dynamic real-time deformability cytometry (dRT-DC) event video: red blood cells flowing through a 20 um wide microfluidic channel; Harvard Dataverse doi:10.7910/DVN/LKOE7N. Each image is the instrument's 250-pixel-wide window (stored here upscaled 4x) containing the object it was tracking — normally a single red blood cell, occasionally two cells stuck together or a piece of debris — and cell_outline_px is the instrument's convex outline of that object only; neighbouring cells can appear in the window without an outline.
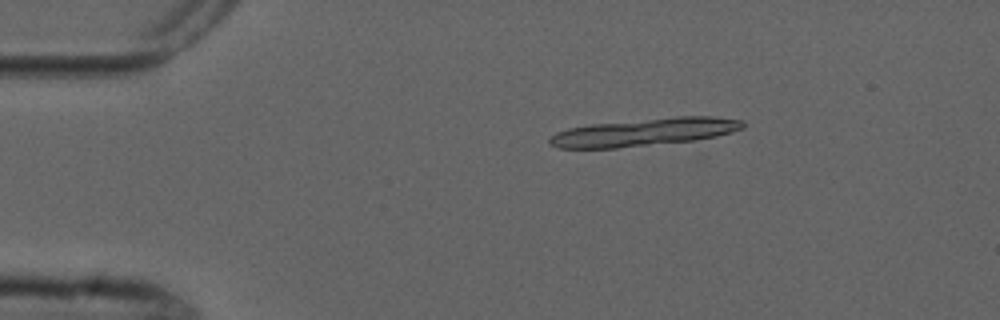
{"species": "common noctule bat (a hibernating species)", "species_latin": "Nyctalus noctula", "temperature_condition": "cold", "stored_images_in_passage": 6, "segment_of_instrument_passage": [1, 2], "camera_frame_rate_fps": 3000, "um_per_image_px": 0.085, "animal": {"sex": "male", "forearm_length_mm": 52.5}, "frame": {"image": 1, "passage_image": 3, "time_ms": 2.333, "image_size_px": [1000, 320], "cell_outline_px": [[744, 128], [732, 132], [716, 136], [692, 140], [616, 148], [556, 148], [548, 144], [548, 140], [556, 132], [568, 128], [592, 124], [676, 116], [712, 116], [744, 120]], "centroid_in_image_um": [54.75, 11.22], "position_along_channel_um": 30.2, "area_um2": 31.1}}